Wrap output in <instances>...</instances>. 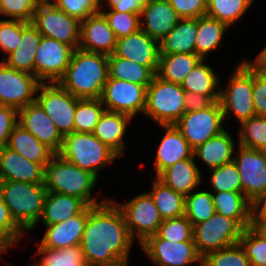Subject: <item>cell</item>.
<instances>
[{
  "instance_id": "6da1fadb",
  "label": "cell",
  "mask_w": 266,
  "mask_h": 266,
  "mask_svg": "<svg viewBox=\"0 0 266 266\" xmlns=\"http://www.w3.org/2000/svg\"><path fill=\"white\" fill-rule=\"evenodd\" d=\"M132 239L124 215L112 199L89 206L81 247L90 266L129 265Z\"/></svg>"
},
{
  "instance_id": "7a4b0ae2",
  "label": "cell",
  "mask_w": 266,
  "mask_h": 266,
  "mask_svg": "<svg viewBox=\"0 0 266 266\" xmlns=\"http://www.w3.org/2000/svg\"><path fill=\"white\" fill-rule=\"evenodd\" d=\"M108 77V55L77 48L57 83L79 99H97L101 97Z\"/></svg>"
},
{
  "instance_id": "3957f363",
  "label": "cell",
  "mask_w": 266,
  "mask_h": 266,
  "mask_svg": "<svg viewBox=\"0 0 266 266\" xmlns=\"http://www.w3.org/2000/svg\"><path fill=\"white\" fill-rule=\"evenodd\" d=\"M97 178L77 165L64 160L55 154L45 166L44 184L47 191L58 192L82 199L88 206L105 202L108 198L99 200L92 195L97 185Z\"/></svg>"
},
{
  "instance_id": "277c9868",
  "label": "cell",
  "mask_w": 266,
  "mask_h": 266,
  "mask_svg": "<svg viewBox=\"0 0 266 266\" xmlns=\"http://www.w3.org/2000/svg\"><path fill=\"white\" fill-rule=\"evenodd\" d=\"M3 200L11 217L27 233L42 215L47 189L44 183L0 181Z\"/></svg>"
},
{
  "instance_id": "5b68a950",
  "label": "cell",
  "mask_w": 266,
  "mask_h": 266,
  "mask_svg": "<svg viewBox=\"0 0 266 266\" xmlns=\"http://www.w3.org/2000/svg\"><path fill=\"white\" fill-rule=\"evenodd\" d=\"M58 155L97 178L101 169L120 158L92 133L78 132L64 136L63 145Z\"/></svg>"
},
{
  "instance_id": "8992f818",
  "label": "cell",
  "mask_w": 266,
  "mask_h": 266,
  "mask_svg": "<svg viewBox=\"0 0 266 266\" xmlns=\"http://www.w3.org/2000/svg\"><path fill=\"white\" fill-rule=\"evenodd\" d=\"M185 95L186 91L180 84L155 75L147 87L144 114L158 125L175 124L185 113Z\"/></svg>"
},
{
  "instance_id": "52a82bcc",
  "label": "cell",
  "mask_w": 266,
  "mask_h": 266,
  "mask_svg": "<svg viewBox=\"0 0 266 266\" xmlns=\"http://www.w3.org/2000/svg\"><path fill=\"white\" fill-rule=\"evenodd\" d=\"M233 71L228 86L220 89L219 102L225 121L231 118L232 113L241 123L256 116L252 98L253 72L242 61Z\"/></svg>"
},
{
  "instance_id": "ba28073f",
  "label": "cell",
  "mask_w": 266,
  "mask_h": 266,
  "mask_svg": "<svg viewBox=\"0 0 266 266\" xmlns=\"http://www.w3.org/2000/svg\"><path fill=\"white\" fill-rule=\"evenodd\" d=\"M44 37L71 45L80 44L81 21L59 9L52 0H41L31 22Z\"/></svg>"
},
{
  "instance_id": "9c48e42d",
  "label": "cell",
  "mask_w": 266,
  "mask_h": 266,
  "mask_svg": "<svg viewBox=\"0 0 266 266\" xmlns=\"http://www.w3.org/2000/svg\"><path fill=\"white\" fill-rule=\"evenodd\" d=\"M243 230L234 219L215 213L193 226V241L203 258L208 253L238 244Z\"/></svg>"
},
{
  "instance_id": "30bf717a",
  "label": "cell",
  "mask_w": 266,
  "mask_h": 266,
  "mask_svg": "<svg viewBox=\"0 0 266 266\" xmlns=\"http://www.w3.org/2000/svg\"><path fill=\"white\" fill-rule=\"evenodd\" d=\"M112 200L122 211L128 231L133 240L137 238L139 245L158 232L163 219L148 192L138 194L123 204Z\"/></svg>"
},
{
  "instance_id": "8fae6325",
  "label": "cell",
  "mask_w": 266,
  "mask_h": 266,
  "mask_svg": "<svg viewBox=\"0 0 266 266\" xmlns=\"http://www.w3.org/2000/svg\"><path fill=\"white\" fill-rule=\"evenodd\" d=\"M233 161L237 165L242 193L256 207L266 198V152L238 144Z\"/></svg>"
},
{
  "instance_id": "7c38bea8",
  "label": "cell",
  "mask_w": 266,
  "mask_h": 266,
  "mask_svg": "<svg viewBox=\"0 0 266 266\" xmlns=\"http://www.w3.org/2000/svg\"><path fill=\"white\" fill-rule=\"evenodd\" d=\"M37 93L36 101L54 122L60 134L64 137L74 132V115L79 98L58 83H41Z\"/></svg>"
},
{
  "instance_id": "4fadbf2b",
  "label": "cell",
  "mask_w": 266,
  "mask_h": 266,
  "mask_svg": "<svg viewBox=\"0 0 266 266\" xmlns=\"http://www.w3.org/2000/svg\"><path fill=\"white\" fill-rule=\"evenodd\" d=\"M224 115L219 101L196 112L184 113L174 124L194 150L225 130Z\"/></svg>"
},
{
  "instance_id": "5bb4252c",
  "label": "cell",
  "mask_w": 266,
  "mask_h": 266,
  "mask_svg": "<svg viewBox=\"0 0 266 266\" xmlns=\"http://www.w3.org/2000/svg\"><path fill=\"white\" fill-rule=\"evenodd\" d=\"M139 246L155 266H193L203 263L194 241L175 243L155 234Z\"/></svg>"
},
{
  "instance_id": "9a60e30c",
  "label": "cell",
  "mask_w": 266,
  "mask_h": 266,
  "mask_svg": "<svg viewBox=\"0 0 266 266\" xmlns=\"http://www.w3.org/2000/svg\"><path fill=\"white\" fill-rule=\"evenodd\" d=\"M41 82L35 75L18 71L0 61V105L20 110L36 101Z\"/></svg>"
},
{
  "instance_id": "2e32d148",
  "label": "cell",
  "mask_w": 266,
  "mask_h": 266,
  "mask_svg": "<svg viewBox=\"0 0 266 266\" xmlns=\"http://www.w3.org/2000/svg\"><path fill=\"white\" fill-rule=\"evenodd\" d=\"M147 87L108 77L102 95V104L107 111L123 113L132 119L144 114Z\"/></svg>"
},
{
  "instance_id": "e0dca14e",
  "label": "cell",
  "mask_w": 266,
  "mask_h": 266,
  "mask_svg": "<svg viewBox=\"0 0 266 266\" xmlns=\"http://www.w3.org/2000/svg\"><path fill=\"white\" fill-rule=\"evenodd\" d=\"M75 49L42 36L35 53V76L41 83H57L65 74Z\"/></svg>"
},
{
  "instance_id": "ac0fdd59",
  "label": "cell",
  "mask_w": 266,
  "mask_h": 266,
  "mask_svg": "<svg viewBox=\"0 0 266 266\" xmlns=\"http://www.w3.org/2000/svg\"><path fill=\"white\" fill-rule=\"evenodd\" d=\"M18 124L55 154L60 152L64 137L37 101L18 110Z\"/></svg>"
},
{
  "instance_id": "d6986e66",
  "label": "cell",
  "mask_w": 266,
  "mask_h": 266,
  "mask_svg": "<svg viewBox=\"0 0 266 266\" xmlns=\"http://www.w3.org/2000/svg\"><path fill=\"white\" fill-rule=\"evenodd\" d=\"M114 54L148 66L156 74L159 65L160 43L139 29L131 35L117 39Z\"/></svg>"
},
{
  "instance_id": "ffe728a7",
  "label": "cell",
  "mask_w": 266,
  "mask_h": 266,
  "mask_svg": "<svg viewBox=\"0 0 266 266\" xmlns=\"http://www.w3.org/2000/svg\"><path fill=\"white\" fill-rule=\"evenodd\" d=\"M180 19L167 0H148L140 11V29L160 43Z\"/></svg>"
},
{
  "instance_id": "44dd1931",
  "label": "cell",
  "mask_w": 266,
  "mask_h": 266,
  "mask_svg": "<svg viewBox=\"0 0 266 266\" xmlns=\"http://www.w3.org/2000/svg\"><path fill=\"white\" fill-rule=\"evenodd\" d=\"M116 45L117 37L100 11L81 21L79 49L111 55Z\"/></svg>"
},
{
  "instance_id": "7402d4cb",
  "label": "cell",
  "mask_w": 266,
  "mask_h": 266,
  "mask_svg": "<svg viewBox=\"0 0 266 266\" xmlns=\"http://www.w3.org/2000/svg\"><path fill=\"white\" fill-rule=\"evenodd\" d=\"M89 216V206L80 214L53 225H44L45 232L39 246L62 249L81 244Z\"/></svg>"
},
{
  "instance_id": "603a6c76",
  "label": "cell",
  "mask_w": 266,
  "mask_h": 266,
  "mask_svg": "<svg viewBox=\"0 0 266 266\" xmlns=\"http://www.w3.org/2000/svg\"><path fill=\"white\" fill-rule=\"evenodd\" d=\"M45 168L8 146L0 148V181L44 183Z\"/></svg>"
},
{
  "instance_id": "cb8c5ba5",
  "label": "cell",
  "mask_w": 266,
  "mask_h": 266,
  "mask_svg": "<svg viewBox=\"0 0 266 266\" xmlns=\"http://www.w3.org/2000/svg\"><path fill=\"white\" fill-rule=\"evenodd\" d=\"M161 126L165 130V134L154 157L156 177L178 161L194 158V150L174 124Z\"/></svg>"
},
{
  "instance_id": "d4e9b609",
  "label": "cell",
  "mask_w": 266,
  "mask_h": 266,
  "mask_svg": "<svg viewBox=\"0 0 266 266\" xmlns=\"http://www.w3.org/2000/svg\"><path fill=\"white\" fill-rule=\"evenodd\" d=\"M42 34L30 22L21 21V40L18 48L2 60L6 65L35 75V53Z\"/></svg>"
},
{
  "instance_id": "484cf974",
  "label": "cell",
  "mask_w": 266,
  "mask_h": 266,
  "mask_svg": "<svg viewBox=\"0 0 266 266\" xmlns=\"http://www.w3.org/2000/svg\"><path fill=\"white\" fill-rule=\"evenodd\" d=\"M131 120L126 114L105 110L92 134L121 157L126 150L124 138Z\"/></svg>"
},
{
  "instance_id": "4316f807",
  "label": "cell",
  "mask_w": 266,
  "mask_h": 266,
  "mask_svg": "<svg viewBox=\"0 0 266 266\" xmlns=\"http://www.w3.org/2000/svg\"><path fill=\"white\" fill-rule=\"evenodd\" d=\"M195 161L194 158L178 161L165 169L157 178L175 192L187 196L203 182V175Z\"/></svg>"
},
{
  "instance_id": "83f0119b",
  "label": "cell",
  "mask_w": 266,
  "mask_h": 266,
  "mask_svg": "<svg viewBox=\"0 0 266 266\" xmlns=\"http://www.w3.org/2000/svg\"><path fill=\"white\" fill-rule=\"evenodd\" d=\"M88 205L80 198L48 191L40 220L43 225H53L82 213Z\"/></svg>"
},
{
  "instance_id": "f1b7e54d",
  "label": "cell",
  "mask_w": 266,
  "mask_h": 266,
  "mask_svg": "<svg viewBox=\"0 0 266 266\" xmlns=\"http://www.w3.org/2000/svg\"><path fill=\"white\" fill-rule=\"evenodd\" d=\"M215 212L234 219L243 229L252 225L255 206L242 192H212Z\"/></svg>"
},
{
  "instance_id": "f546056e",
  "label": "cell",
  "mask_w": 266,
  "mask_h": 266,
  "mask_svg": "<svg viewBox=\"0 0 266 266\" xmlns=\"http://www.w3.org/2000/svg\"><path fill=\"white\" fill-rule=\"evenodd\" d=\"M232 138L225 129L194 149V159H200L209 170L233 161L236 142Z\"/></svg>"
},
{
  "instance_id": "4dcf8cb0",
  "label": "cell",
  "mask_w": 266,
  "mask_h": 266,
  "mask_svg": "<svg viewBox=\"0 0 266 266\" xmlns=\"http://www.w3.org/2000/svg\"><path fill=\"white\" fill-rule=\"evenodd\" d=\"M6 146L29 161L41 164L44 168L55 155L50 148L37 140L19 124L14 127Z\"/></svg>"
},
{
  "instance_id": "1f68e13d",
  "label": "cell",
  "mask_w": 266,
  "mask_h": 266,
  "mask_svg": "<svg viewBox=\"0 0 266 266\" xmlns=\"http://www.w3.org/2000/svg\"><path fill=\"white\" fill-rule=\"evenodd\" d=\"M202 59L186 75L181 86L186 92L209 96L214 102L220 99V76ZM220 84V85H219Z\"/></svg>"
},
{
  "instance_id": "d6a6232c",
  "label": "cell",
  "mask_w": 266,
  "mask_h": 266,
  "mask_svg": "<svg viewBox=\"0 0 266 266\" xmlns=\"http://www.w3.org/2000/svg\"><path fill=\"white\" fill-rule=\"evenodd\" d=\"M197 18L180 19L160 42V54L195 53Z\"/></svg>"
},
{
  "instance_id": "836d02e7",
  "label": "cell",
  "mask_w": 266,
  "mask_h": 266,
  "mask_svg": "<svg viewBox=\"0 0 266 266\" xmlns=\"http://www.w3.org/2000/svg\"><path fill=\"white\" fill-rule=\"evenodd\" d=\"M229 27L218 19L207 15L197 18V33L195 53L204 59L217 48H222L221 43Z\"/></svg>"
},
{
  "instance_id": "e575fe53",
  "label": "cell",
  "mask_w": 266,
  "mask_h": 266,
  "mask_svg": "<svg viewBox=\"0 0 266 266\" xmlns=\"http://www.w3.org/2000/svg\"><path fill=\"white\" fill-rule=\"evenodd\" d=\"M202 59L196 53L160 54L156 75L175 84H182L186 75Z\"/></svg>"
},
{
  "instance_id": "d590c367",
  "label": "cell",
  "mask_w": 266,
  "mask_h": 266,
  "mask_svg": "<svg viewBox=\"0 0 266 266\" xmlns=\"http://www.w3.org/2000/svg\"><path fill=\"white\" fill-rule=\"evenodd\" d=\"M152 190L148 193L154 200L163 220L185 215V196L167 187L157 177L151 180Z\"/></svg>"
},
{
  "instance_id": "8d00e7d4",
  "label": "cell",
  "mask_w": 266,
  "mask_h": 266,
  "mask_svg": "<svg viewBox=\"0 0 266 266\" xmlns=\"http://www.w3.org/2000/svg\"><path fill=\"white\" fill-rule=\"evenodd\" d=\"M109 77L117 80H125L148 87L156 75L148 66L140 65L134 61L108 55Z\"/></svg>"
},
{
  "instance_id": "74e56055",
  "label": "cell",
  "mask_w": 266,
  "mask_h": 266,
  "mask_svg": "<svg viewBox=\"0 0 266 266\" xmlns=\"http://www.w3.org/2000/svg\"><path fill=\"white\" fill-rule=\"evenodd\" d=\"M40 260L34 261L36 266H90L85 260L81 245L50 249L38 245L36 255Z\"/></svg>"
},
{
  "instance_id": "f35d334b",
  "label": "cell",
  "mask_w": 266,
  "mask_h": 266,
  "mask_svg": "<svg viewBox=\"0 0 266 266\" xmlns=\"http://www.w3.org/2000/svg\"><path fill=\"white\" fill-rule=\"evenodd\" d=\"M253 3L254 0H207L206 15L231 27L246 14Z\"/></svg>"
},
{
  "instance_id": "ab89813d",
  "label": "cell",
  "mask_w": 266,
  "mask_h": 266,
  "mask_svg": "<svg viewBox=\"0 0 266 266\" xmlns=\"http://www.w3.org/2000/svg\"><path fill=\"white\" fill-rule=\"evenodd\" d=\"M105 110L100 98L78 99L74 115V132L92 133Z\"/></svg>"
},
{
  "instance_id": "60d3db41",
  "label": "cell",
  "mask_w": 266,
  "mask_h": 266,
  "mask_svg": "<svg viewBox=\"0 0 266 266\" xmlns=\"http://www.w3.org/2000/svg\"><path fill=\"white\" fill-rule=\"evenodd\" d=\"M215 213L211 191L196 190L185 196V216L193 226L206 221Z\"/></svg>"
},
{
  "instance_id": "b9f144b4",
  "label": "cell",
  "mask_w": 266,
  "mask_h": 266,
  "mask_svg": "<svg viewBox=\"0 0 266 266\" xmlns=\"http://www.w3.org/2000/svg\"><path fill=\"white\" fill-rule=\"evenodd\" d=\"M238 144L266 152V117L253 116L240 123Z\"/></svg>"
},
{
  "instance_id": "7bdbcfd3",
  "label": "cell",
  "mask_w": 266,
  "mask_h": 266,
  "mask_svg": "<svg viewBox=\"0 0 266 266\" xmlns=\"http://www.w3.org/2000/svg\"><path fill=\"white\" fill-rule=\"evenodd\" d=\"M239 244L249 258L250 266H266V238L252 225L243 230Z\"/></svg>"
},
{
  "instance_id": "ee69618b",
  "label": "cell",
  "mask_w": 266,
  "mask_h": 266,
  "mask_svg": "<svg viewBox=\"0 0 266 266\" xmlns=\"http://www.w3.org/2000/svg\"><path fill=\"white\" fill-rule=\"evenodd\" d=\"M210 185L212 192L234 191L242 192L240 174L234 161L211 169Z\"/></svg>"
},
{
  "instance_id": "f6af8a7d",
  "label": "cell",
  "mask_w": 266,
  "mask_h": 266,
  "mask_svg": "<svg viewBox=\"0 0 266 266\" xmlns=\"http://www.w3.org/2000/svg\"><path fill=\"white\" fill-rule=\"evenodd\" d=\"M100 12L105 16L108 25L115 33L117 39L131 35L140 29V15L138 13H127L113 11L109 6L102 3Z\"/></svg>"
},
{
  "instance_id": "bcb514c9",
  "label": "cell",
  "mask_w": 266,
  "mask_h": 266,
  "mask_svg": "<svg viewBox=\"0 0 266 266\" xmlns=\"http://www.w3.org/2000/svg\"><path fill=\"white\" fill-rule=\"evenodd\" d=\"M202 261L204 266H250L249 258L239 243L208 253Z\"/></svg>"
},
{
  "instance_id": "7dc6e473",
  "label": "cell",
  "mask_w": 266,
  "mask_h": 266,
  "mask_svg": "<svg viewBox=\"0 0 266 266\" xmlns=\"http://www.w3.org/2000/svg\"><path fill=\"white\" fill-rule=\"evenodd\" d=\"M160 238L172 242L193 241V225L185 215L163 220L156 233Z\"/></svg>"
},
{
  "instance_id": "c3c4849f",
  "label": "cell",
  "mask_w": 266,
  "mask_h": 266,
  "mask_svg": "<svg viewBox=\"0 0 266 266\" xmlns=\"http://www.w3.org/2000/svg\"><path fill=\"white\" fill-rule=\"evenodd\" d=\"M40 1L41 0H2L1 16H4V20L7 17L8 20H20L30 23L33 20Z\"/></svg>"
},
{
  "instance_id": "681fc988",
  "label": "cell",
  "mask_w": 266,
  "mask_h": 266,
  "mask_svg": "<svg viewBox=\"0 0 266 266\" xmlns=\"http://www.w3.org/2000/svg\"><path fill=\"white\" fill-rule=\"evenodd\" d=\"M54 4L65 13L80 21L89 15L98 13L102 7L103 0H53Z\"/></svg>"
},
{
  "instance_id": "f907efd6",
  "label": "cell",
  "mask_w": 266,
  "mask_h": 266,
  "mask_svg": "<svg viewBox=\"0 0 266 266\" xmlns=\"http://www.w3.org/2000/svg\"><path fill=\"white\" fill-rule=\"evenodd\" d=\"M21 40V21L0 19V49L7 53L15 51Z\"/></svg>"
},
{
  "instance_id": "816d5d0a",
  "label": "cell",
  "mask_w": 266,
  "mask_h": 266,
  "mask_svg": "<svg viewBox=\"0 0 266 266\" xmlns=\"http://www.w3.org/2000/svg\"><path fill=\"white\" fill-rule=\"evenodd\" d=\"M0 232L14 245L25 236V231L11 217L0 189Z\"/></svg>"
},
{
  "instance_id": "f5cc1de1",
  "label": "cell",
  "mask_w": 266,
  "mask_h": 266,
  "mask_svg": "<svg viewBox=\"0 0 266 266\" xmlns=\"http://www.w3.org/2000/svg\"><path fill=\"white\" fill-rule=\"evenodd\" d=\"M181 19L206 15L207 0H167Z\"/></svg>"
},
{
  "instance_id": "db71d44e",
  "label": "cell",
  "mask_w": 266,
  "mask_h": 266,
  "mask_svg": "<svg viewBox=\"0 0 266 266\" xmlns=\"http://www.w3.org/2000/svg\"><path fill=\"white\" fill-rule=\"evenodd\" d=\"M18 124V110L0 105V148L7 145L9 136Z\"/></svg>"
},
{
  "instance_id": "11a10c76",
  "label": "cell",
  "mask_w": 266,
  "mask_h": 266,
  "mask_svg": "<svg viewBox=\"0 0 266 266\" xmlns=\"http://www.w3.org/2000/svg\"><path fill=\"white\" fill-rule=\"evenodd\" d=\"M252 98L256 115L266 117V77L253 73Z\"/></svg>"
},
{
  "instance_id": "9f6ffc18",
  "label": "cell",
  "mask_w": 266,
  "mask_h": 266,
  "mask_svg": "<svg viewBox=\"0 0 266 266\" xmlns=\"http://www.w3.org/2000/svg\"><path fill=\"white\" fill-rule=\"evenodd\" d=\"M184 101L185 113L206 109L214 103L209 96L192 92H186Z\"/></svg>"
},
{
  "instance_id": "6f0895ef",
  "label": "cell",
  "mask_w": 266,
  "mask_h": 266,
  "mask_svg": "<svg viewBox=\"0 0 266 266\" xmlns=\"http://www.w3.org/2000/svg\"><path fill=\"white\" fill-rule=\"evenodd\" d=\"M113 11L138 13L148 0H103Z\"/></svg>"
},
{
  "instance_id": "680465c9",
  "label": "cell",
  "mask_w": 266,
  "mask_h": 266,
  "mask_svg": "<svg viewBox=\"0 0 266 266\" xmlns=\"http://www.w3.org/2000/svg\"><path fill=\"white\" fill-rule=\"evenodd\" d=\"M253 73L266 77V46L259 52L255 59L242 61Z\"/></svg>"
},
{
  "instance_id": "91938a15",
  "label": "cell",
  "mask_w": 266,
  "mask_h": 266,
  "mask_svg": "<svg viewBox=\"0 0 266 266\" xmlns=\"http://www.w3.org/2000/svg\"><path fill=\"white\" fill-rule=\"evenodd\" d=\"M252 226L266 238V218L256 208L253 212Z\"/></svg>"
},
{
  "instance_id": "94428289",
  "label": "cell",
  "mask_w": 266,
  "mask_h": 266,
  "mask_svg": "<svg viewBox=\"0 0 266 266\" xmlns=\"http://www.w3.org/2000/svg\"><path fill=\"white\" fill-rule=\"evenodd\" d=\"M12 246L14 245L0 232V254L7 253Z\"/></svg>"
},
{
  "instance_id": "6125c7cd",
  "label": "cell",
  "mask_w": 266,
  "mask_h": 266,
  "mask_svg": "<svg viewBox=\"0 0 266 266\" xmlns=\"http://www.w3.org/2000/svg\"><path fill=\"white\" fill-rule=\"evenodd\" d=\"M266 218V198L255 207Z\"/></svg>"
},
{
  "instance_id": "be15d7a7",
  "label": "cell",
  "mask_w": 266,
  "mask_h": 266,
  "mask_svg": "<svg viewBox=\"0 0 266 266\" xmlns=\"http://www.w3.org/2000/svg\"><path fill=\"white\" fill-rule=\"evenodd\" d=\"M6 266H12V265L7 264ZM29 266H36V265L34 263H31V265Z\"/></svg>"
},
{
  "instance_id": "e7e4bbea",
  "label": "cell",
  "mask_w": 266,
  "mask_h": 266,
  "mask_svg": "<svg viewBox=\"0 0 266 266\" xmlns=\"http://www.w3.org/2000/svg\"><path fill=\"white\" fill-rule=\"evenodd\" d=\"M1 1H2V0H0V17H1Z\"/></svg>"
},
{
  "instance_id": "03108f58",
  "label": "cell",
  "mask_w": 266,
  "mask_h": 266,
  "mask_svg": "<svg viewBox=\"0 0 266 266\" xmlns=\"http://www.w3.org/2000/svg\"><path fill=\"white\" fill-rule=\"evenodd\" d=\"M197 265H198V266H204L203 263H198Z\"/></svg>"
}]
</instances>
